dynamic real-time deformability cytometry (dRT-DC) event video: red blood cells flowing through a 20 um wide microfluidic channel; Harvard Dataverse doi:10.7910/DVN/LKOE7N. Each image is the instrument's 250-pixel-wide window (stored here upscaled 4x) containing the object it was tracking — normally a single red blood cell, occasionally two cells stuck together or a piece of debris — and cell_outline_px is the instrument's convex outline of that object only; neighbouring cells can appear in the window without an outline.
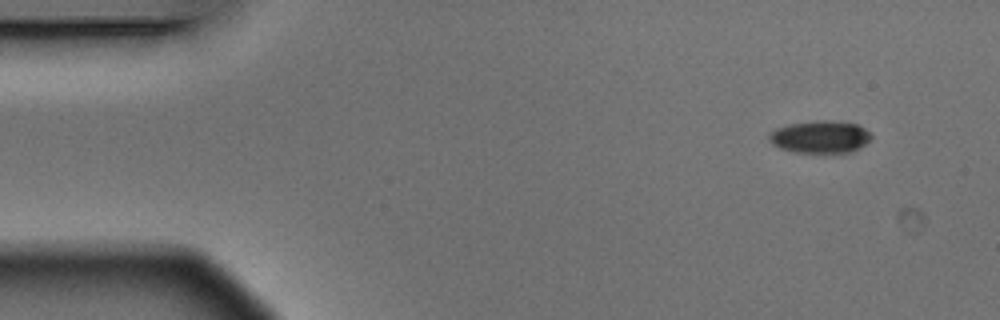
{"species": "Egyptian fruit bat (a non-hibernating species)", "species_latin": "Rousettus aegyptiacus", "temperature_condition": "warm", "stored_images_in_passage": 4, "camera_frame_rate_fps": 3000, "um_per_image_px": 0.085, "animal": {"sex": "male"}, "frame": {"image": 1, "passage_image": 1, "time_ms": 0.0, "image_size_px": [1000, 320], "cell_outline_px": [[872, 136], [860, 148], [848, 152], [796, 152], [780, 148], [772, 144], [768, 140], [768, 136], [776, 128], [788, 124], [820, 120], [828, 120], [860, 124]], "centroid_in_image_um": [69.7, 11.62], "position_along_channel_um": 15.3, "area_um2": 19.13}}
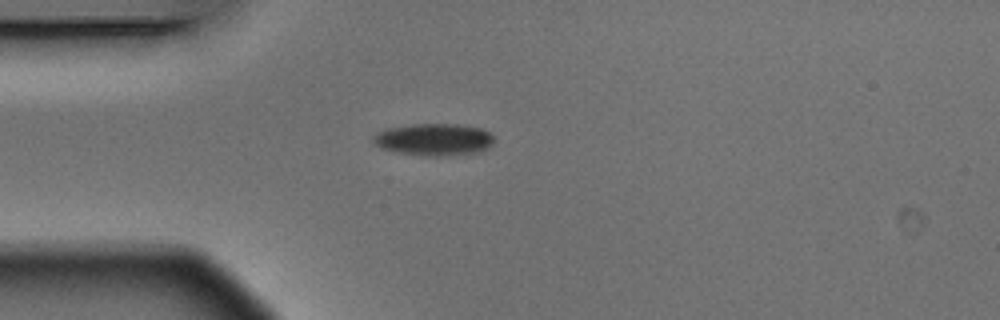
{"frame": {"image": 2, "passage_image": 4, "time_ms": 1.0, "image_size_px": [1000, 320], "cell_outline_px": [[492, 144], [488, 148], [480, 152], [448, 156], [424, 156], [396, 152], [380, 148], [372, 140], [372, 136], [388, 128], [412, 124], [456, 124], [480, 128], [488, 132], [492, 136]], "centroid_in_image_um": [36.88, 11.87], "position_along_channel_um": 48.1, "area_um2": 22.6}}